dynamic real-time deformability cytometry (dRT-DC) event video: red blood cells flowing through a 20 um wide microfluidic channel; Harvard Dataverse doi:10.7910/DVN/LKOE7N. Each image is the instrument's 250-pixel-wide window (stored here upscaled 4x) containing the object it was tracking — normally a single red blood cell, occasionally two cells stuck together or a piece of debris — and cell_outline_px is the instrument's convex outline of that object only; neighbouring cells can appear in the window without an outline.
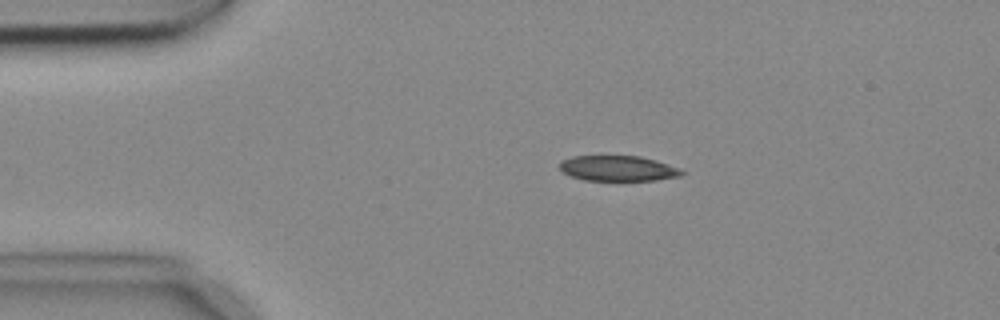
{"species": "common noctule bat (a hibernating species)", "species_latin": "Nyctalus noctula", "temperature_condition": "cold", "stored_images_in_passage": 5, "camera_frame_rate_fps": 3000, "um_per_image_px": 0.085, "animal": {"sex": "female", "body_mass_g": 18.4}, "frame": {"image": 1, "passage_image": 2, "time_ms": 0.333, "image_size_px": [1000, 320], "cell_outline_px": [[684, 172], [680, 176], [656, 180], [584, 180], [572, 176], [564, 172], [560, 168], [560, 160], [572, 156], [640, 156], [656, 160], [680, 168]], "centroid_in_image_um": [52.53, 14.3], "position_along_channel_um": 32.5, "area_um2": 17.98}}